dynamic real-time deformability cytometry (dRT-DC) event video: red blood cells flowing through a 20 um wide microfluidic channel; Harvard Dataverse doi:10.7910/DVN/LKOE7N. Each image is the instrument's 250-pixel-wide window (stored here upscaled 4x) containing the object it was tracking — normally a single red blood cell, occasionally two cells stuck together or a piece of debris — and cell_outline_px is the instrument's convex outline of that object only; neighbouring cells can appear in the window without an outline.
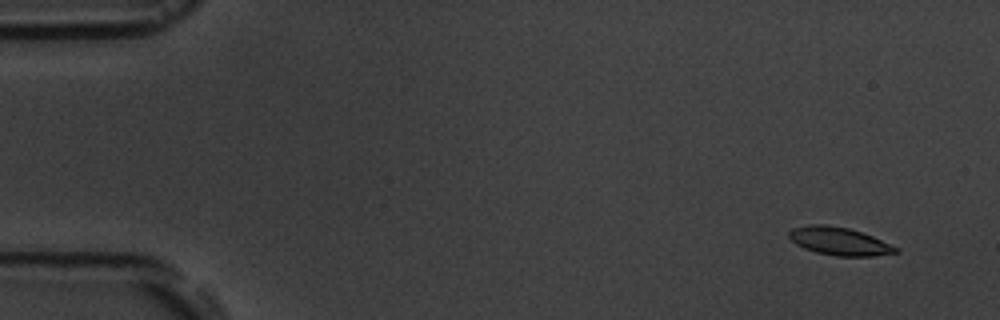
{"species": "common noctule bat (a hibernating species)", "species_latin": "Nyctalus noctula", "temperature_condition": "room temperature", "stored_images_in_passage": 4, "camera_frame_rate_fps": 3000, "um_per_image_px": 0.085, "animal": {"sex": "male", "body_mass_g": 19.5, "forearm_length_mm": 54.6}, "frame": {"image": 1, "passage_image": 1, "time_ms": 0.0, "image_size_px": [1000, 320], "cell_outline_px": [[900, 252], [872, 256], [836, 256], [816, 252], [804, 248], [796, 244], [788, 236], [788, 232], [792, 228], [808, 224], [824, 224], [848, 228], [872, 236], [900, 248]], "centroid_in_image_um": [71.34, 20.5], "position_along_channel_um": 13.7, "area_um2": 17.4}}
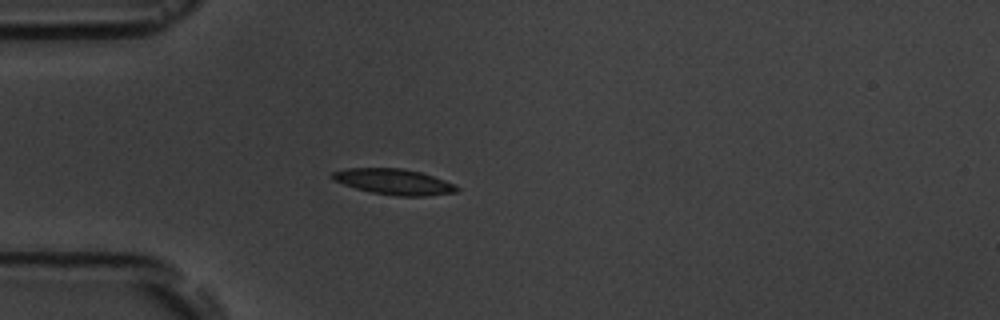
{"frame": {"image": 2, "passage_image": 4, "time_ms": 4.0, "image_size_px": [1000, 320], "cell_outline_px": [[460, 188], [456, 192], [424, 196], [396, 196], [372, 192], [356, 188], [344, 184], [336, 180], [332, 176], [332, 172], [348, 168], [404, 168], [420, 172], [444, 180]], "centroid_in_image_um": [33.5, 15.44], "position_along_channel_um": 51.5, "area_um2": 18.32}}